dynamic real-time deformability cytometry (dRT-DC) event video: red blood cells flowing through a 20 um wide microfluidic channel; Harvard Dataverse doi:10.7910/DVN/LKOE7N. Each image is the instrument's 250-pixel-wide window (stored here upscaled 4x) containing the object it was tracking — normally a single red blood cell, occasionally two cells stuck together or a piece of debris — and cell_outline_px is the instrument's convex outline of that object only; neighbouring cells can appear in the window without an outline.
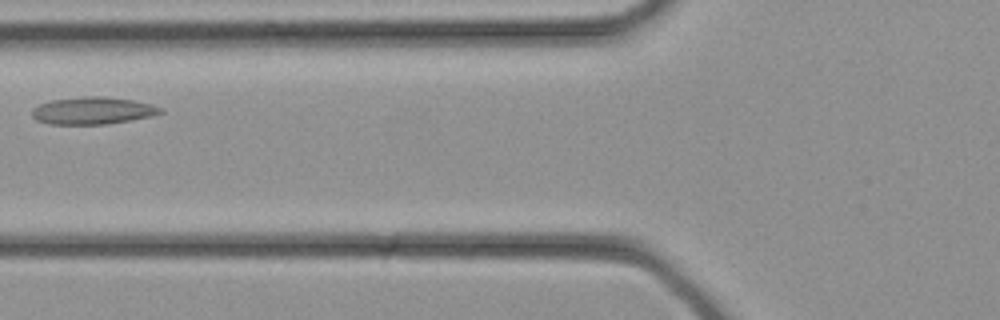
{"species": "common noctule bat (a hibernating species)", "species_latin": "Nyctalus noctula", "temperature_condition": "cold", "stored_images_in_passage": 27, "camera_frame_rate_fps": 3000, "um_per_image_px": 0.085, "animal": {"sex": "female", "body_mass_g": 21.9}, "frame": {"image": 1, "passage_image": 7, "time_ms": 2.0, "image_size_px": [1000, 320], "cell_outline_px": [[164, 112], [132, 120], [108, 124], [48, 124], [36, 120], [32, 116], [32, 108], [40, 104], [52, 100], [84, 96], [104, 96], [132, 100], [152, 104], [164, 108]], "centroid_in_image_um": [7.89, 9.4], "position_along_channel_um": 117.9, "area_um2": 20.46}}
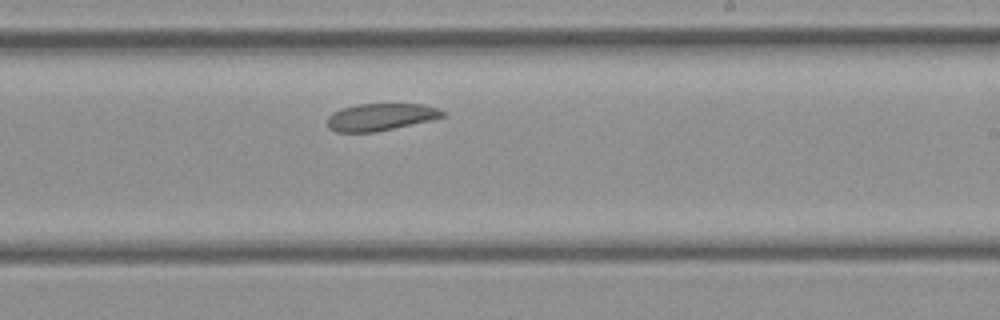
{"frame": {"image": 2, "passage_image": 14, "time_ms": 4.333, "image_size_px": [1000, 320], "cell_outline_px": [[444, 116], [432, 120], [376, 132], [336, 132], [328, 128], [328, 116], [332, 112], [340, 108], [356, 104], [424, 104], [440, 108], [444, 112]], "centroid_in_image_um": [32.34, 9.94], "position_along_channel_um": 256.7, "area_um2": 18.44}}
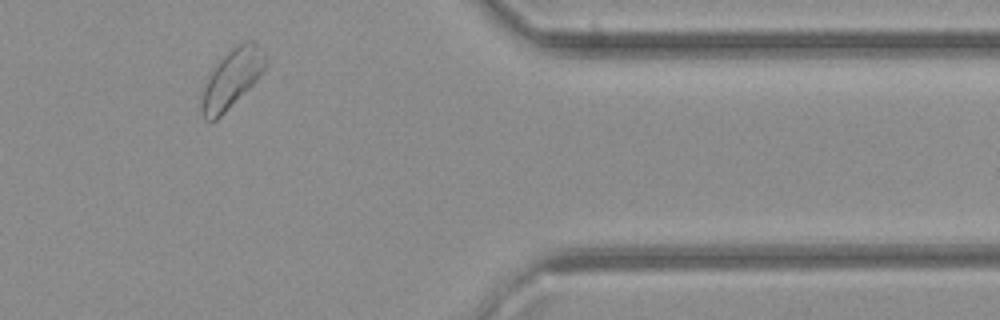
{"frame": {"image": 3, "passage_image": 22, "time_ms": 7.0, "image_size_px": [1000, 320], "cell_outline_px": [[268, 64], [256, 80], [212, 124], [208, 124], [204, 120], [200, 112], [200, 100], [204, 84], [208, 72], [224, 52], [228, 48], [244, 40], [256, 40], [268, 56]], "centroid_in_image_um": [19.67, 6.62], "position_along_channel_um": 391.7, "area_um2": 22.89}}